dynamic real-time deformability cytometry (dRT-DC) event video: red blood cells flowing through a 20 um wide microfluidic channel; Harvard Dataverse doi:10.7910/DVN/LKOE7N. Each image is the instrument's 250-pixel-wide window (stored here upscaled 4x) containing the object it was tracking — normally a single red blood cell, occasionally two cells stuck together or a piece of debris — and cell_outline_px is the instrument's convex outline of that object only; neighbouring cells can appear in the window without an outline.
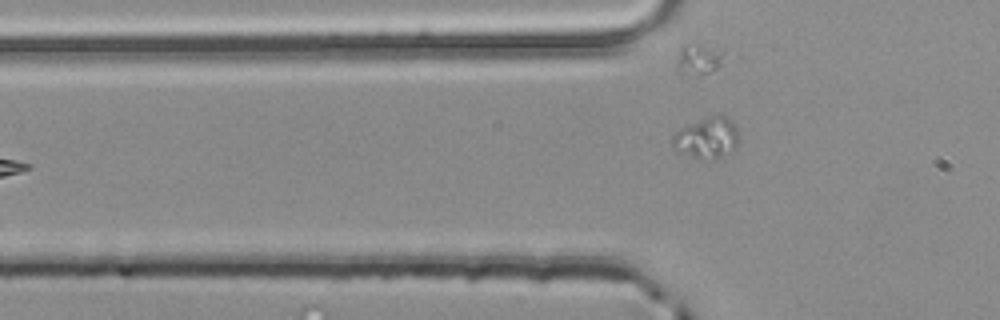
{"species": "common noctule bat (a hibernating species)", "species_latin": "Nyctalus noctula", "temperature_condition": "room temperature", "stored_images_in_passage": 4, "camera_frame_rate_fps": 3000, "um_per_image_px": 0.085, "animal": {"sex": "male", "body_mass_g": 20.4}, "frame": {"image": 1, "passage_image": 4, "time_ms": 1.0, "image_size_px": [1000, 320], "cell_outline_px": [[740, 136], [736, 144], [724, 156], [716, 160], [700, 160], [692, 156], [672, 144], [672, 136], [680, 128], [716, 112], [732, 116]], "centroid_in_image_um": [60.17, 11.65], "position_along_channel_um": 65.6, "area_um2": 16.18}}